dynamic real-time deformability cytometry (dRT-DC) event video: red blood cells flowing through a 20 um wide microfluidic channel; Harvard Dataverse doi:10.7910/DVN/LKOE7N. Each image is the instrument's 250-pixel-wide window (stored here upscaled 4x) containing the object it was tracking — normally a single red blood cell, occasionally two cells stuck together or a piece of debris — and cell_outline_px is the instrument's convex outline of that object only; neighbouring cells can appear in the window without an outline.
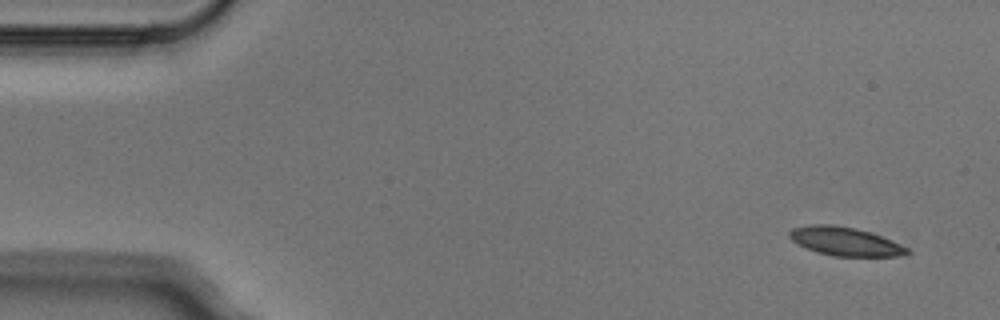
{"species": "Egyptian fruit bat (a non-hibernating species)", "species_latin": "Rousettus aegyptiacus", "temperature_condition": "cold", "stored_images_in_passage": 5, "camera_frame_rate_fps": 3000, "um_per_image_px": 0.085, "animal": {"sex": "male"}, "frame": {"image": 1, "passage_image": 1, "time_ms": 0.0, "image_size_px": [1000, 320], "cell_outline_px": [[908, 252], [900, 256], [832, 256], [816, 252], [796, 244], [788, 236], [788, 232], [792, 228], [812, 224], [832, 224], [856, 228], [892, 240], [908, 248]], "centroid_in_image_um": [71.77, 20.51], "position_along_channel_um": 13.2, "area_um2": 19.59}}